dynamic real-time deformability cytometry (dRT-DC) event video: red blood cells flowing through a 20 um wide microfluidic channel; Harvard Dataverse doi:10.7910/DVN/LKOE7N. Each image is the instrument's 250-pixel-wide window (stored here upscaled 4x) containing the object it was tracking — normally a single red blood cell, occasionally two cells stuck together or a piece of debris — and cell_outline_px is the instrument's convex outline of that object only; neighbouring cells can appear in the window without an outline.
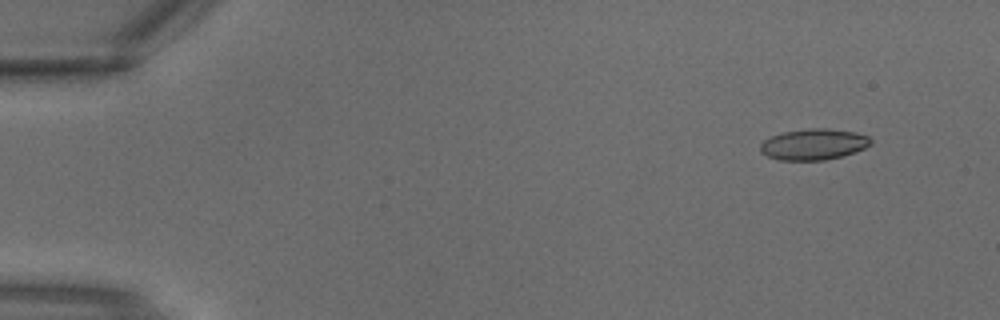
{"species": "common noctule bat (a hibernating species)", "species_latin": "Nyctalus noctula", "temperature_condition": "warm", "stored_images_in_passage": 3, "camera_frame_rate_fps": 3000, "um_per_image_px": 0.085, "animal": {"sex": "male", "body_mass_g": 18.8}, "frame": {"image": 1, "passage_image": 1, "time_ms": 0.0, "image_size_px": [1000, 320], "cell_outline_px": [[872, 144], [864, 148], [840, 156], [824, 160], [780, 160], [768, 156], [760, 152], [760, 144], [764, 140], [772, 136], [784, 132], [808, 128], [824, 128], [856, 132], [868, 136], [872, 140]], "centroid_in_image_um": [69.15, 12.26], "position_along_channel_um": 15.8, "area_um2": 19.83}}